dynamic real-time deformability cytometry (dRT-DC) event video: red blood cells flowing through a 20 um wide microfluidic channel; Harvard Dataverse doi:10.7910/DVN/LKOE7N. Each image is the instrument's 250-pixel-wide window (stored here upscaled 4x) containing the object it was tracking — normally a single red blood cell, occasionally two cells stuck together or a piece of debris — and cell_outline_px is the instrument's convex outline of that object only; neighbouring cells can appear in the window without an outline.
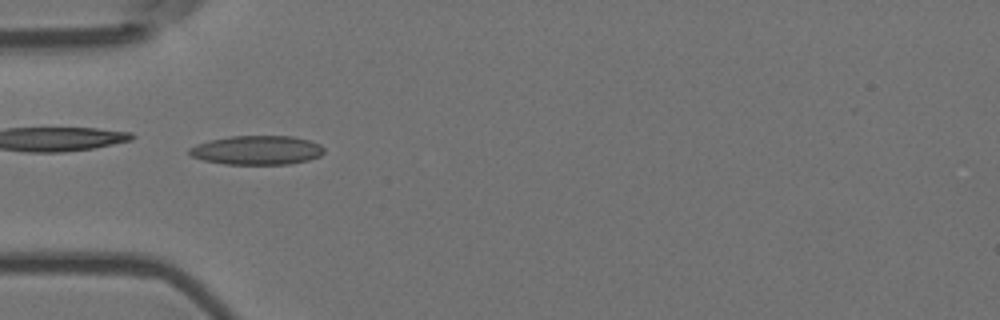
{"species": "Egyptian fruit bat (a non-hibernating species)", "species_latin": "Rousettus aegyptiacus", "temperature_condition": "room temperature", "stored_images_in_passage": 8, "camera_frame_rate_fps": 3000, "um_per_image_px": 0.085, "animal": {"sex": "female"}, "frame": {"image": 1, "passage_image": 6, "time_ms": 1.667, "image_size_px": [1000, 320], "cell_outline_px": [[324, 152], [320, 156], [308, 160], [292, 164], [224, 164], [204, 160], [192, 156], [188, 152], [188, 148], [196, 144], [212, 140], [232, 136], [292, 136], [308, 140], [320, 144], [324, 148]], "centroid_in_image_um": [21.86, 12.77], "position_along_channel_um": 63.1, "area_um2": 22.77}}
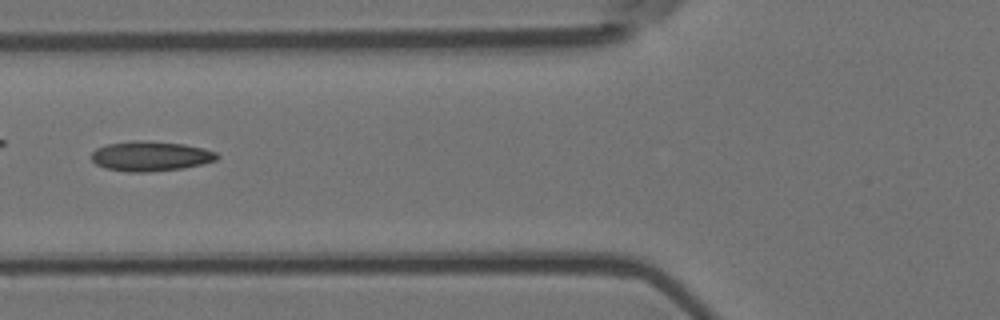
{"frame": {"image": 2, "passage_image": 7, "time_ms": 2.0, "image_size_px": [1000, 320], "cell_outline_px": [[220, 156], [216, 160], [184, 168], [148, 172], [128, 172], [104, 168], [96, 164], [92, 160], [92, 152], [96, 148], [108, 144], [132, 140], [148, 140], [184, 144], [204, 148], [216, 152]], "centroid_in_image_um": [12.79, 13.27], "position_along_channel_um": 113.0, "area_um2": 22.02}}
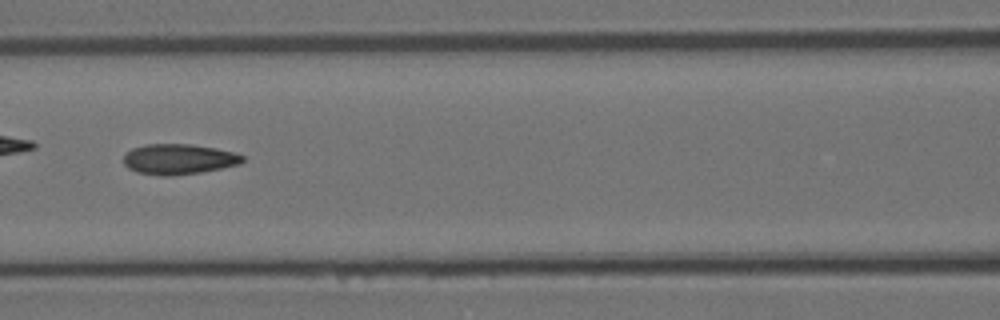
{"frame": {"image": 3, "passage_image": 8, "time_ms": 2.333, "image_size_px": [1000, 320], "cell_outline_px": [[244, 160], [240, 164], [200, 172], [172, 176], [164, 176], [136, 172], [128, 168], [124, 164], [124, 156], [132, 148], [144, 144], [192, 144], [216, 148], [232, 152], [244, 156]], "centroid_in_image_um": [15.17, 13.52], "position_along_channel_um": 151.4, "area_um2": 21.04}}